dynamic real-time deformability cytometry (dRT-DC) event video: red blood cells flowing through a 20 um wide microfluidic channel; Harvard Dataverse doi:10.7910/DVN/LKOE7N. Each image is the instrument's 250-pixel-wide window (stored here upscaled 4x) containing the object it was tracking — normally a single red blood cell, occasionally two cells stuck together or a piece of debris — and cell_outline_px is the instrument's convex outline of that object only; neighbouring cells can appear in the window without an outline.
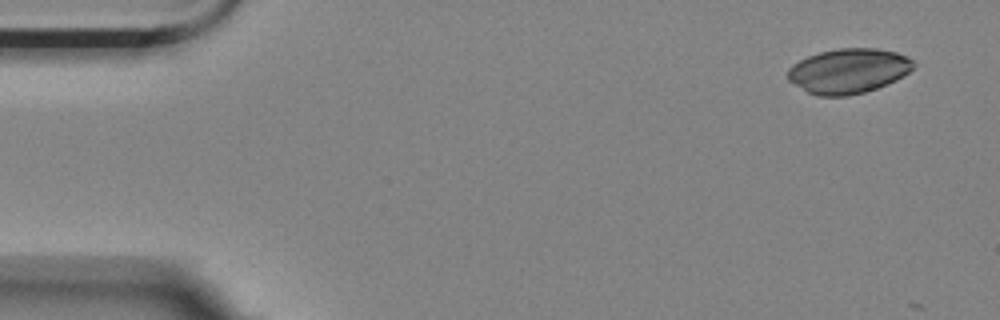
{"species": "Egyptian fruit bat (a non-hibernating species)", "species_latin": "Rousettus aegyptiacus", "temperature_condition": "room temperature", "stored_images_in_passage": 2, "camera_frame_rate_fps": 3000, "um_per_image_px": 0.085, "animal": {"sex": "female"}, "frame": {"image": 1, "passage_image": 1, "time_ms": 0.0, "image_size_px": [1000, 320], "cell_outline_px": [[916, 64], [908, 72], [896, 80], [876, 88], [864, 92], [848, 96], [816, 96], [808, 92], [788, 80], [788, 68], [792, 64], [808, 56], [820, 52], [836, 48], [876, 48], [896, 52], [908, 56]], "centroid_in_image_um": [72.11, 6.02], "position_along_channel_um": 12.9, "area_um2": 32.83}}